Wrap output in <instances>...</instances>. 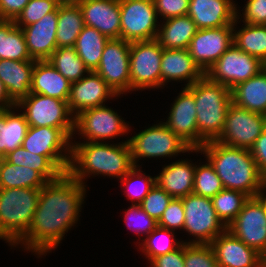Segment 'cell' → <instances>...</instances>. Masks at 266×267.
Listing matches in <instances>:
<instances>
[{"label": "cell", "mask_w": 266, "mask_h": 267, "mask_svg": "<svg viewBox=\"0 0 266 267\" xmlns=\"http://www.w3.org/2000/svg\"><path fill=\"white\" fill-rule=\"evenodd\" d=\"M86 188L68 172L48 181L40 189L28 232L14 246L21 245L38 258L57 248L66 232L79 220Z\"/></svg>", "instance_id": "6da1fadb"}, {"label": "cell", "mask_w": 266, "mask_h": 267, "mask_svg": "<svg viewBox=\"0 0 266 267\" xmlns=\"http://www.w3.org/2000/svg\"><path fill=\"white\" fill-rule=\"evenodd\" d=\"M196 152L206 156L224 189L237 190L249 197L261 195L266 178L259 171L250 149L231 147L214 140Z\"/></svg>", "instance_id": "7a4b0ae2"}, {"label": "cell", "mask_w": 266, "mask_h": 267, "mask_svg": "<svg viewBox=\"0 0 266 267\" xmlns=\"http://www.w3.org/2000/svg\"><path fill=\"white\" fill-rule=\"evenodd\" d=\"M134 167L128 140L109 142H71V158L68 173L81 184L90 175H102L121 179ZM86 178V179H85Z\"/></svg>", "instance_id": "3957f363"}, {"label": "cell", "mask_w": 266, "mask_h": 267, "mask_svg": "<svg viewBox=\"0 0 266 267\" xmlns=\"http://www.w3.org/2000/svg\"><path fill=\"white\" fill-rule=\"evenodd\" d=\"M187 88L195 99L199 135L206 142L216 140L221 135L232 103L231 89L211 81L206 75Z\"/></svg>", "instance_id": "277c9868"}, {"label": "cell", "mask_w": 266, "mask_h": 267, "mask_svg": "<svg viewBox=\"0 0 266 267\" xmlns=\"http://www.w3.org/2000/svg\"><path fill=\"white\" fill-rule=\"evenodd\" d=\"M40 189L0 188V239L14 245L28 232Z\"/></svg>", "instance_id": "5b68a950"}, {"label": "cell", "mask_w": 266, "mask_h": 267, "mask_svg": "<svg viewBox=\"0 0 266 267\" xmlns=\"http://www.w3.org/2000/svg\"><path fill=\"white\" fill-rule=\"evenodd\" d=\"M16 107L23 109L21 112L29 126L59 128L73 140L75 116L70 112L67 101L30 93Z\"/></svg>", "instance_id": "8992f818"}, {"label": "cell", "mask_w": 266, "mask_h": 267, "mask_svg": "<svg viewBox=\"0 0 266 267\" xmlns=\"http://www.w3.org/2000/svg\"><path fill=\"white\" fill-rule=\"evenodd\" d=\"M134 166L145 158H174L178 153L196 152L185 144L162 121L152 125L128 139Z\"/></svg>", "instance_id": "52a82bcc"}, {"label": "cell", "mask_w": 266, "mask_h": 267, "mask_svg": "<svg viewBox=\"0 0 266 267\" xmlns=\"http://www.w3.org/2000/svg\"><path fill=\"white\" fill-rule=\"evenodd\" d=\"M181 199L185 213L183 231L195 238L186 243L210 244L227 229L217 217L211 198L191 193Z\"/></svg>", "instance_id": "ba28073f"}, {"label": "cell", "mask_w": 266, "mask_h": 267, "mask_svg": "<svg viewBox=\"0 0 266 267\" xmlns=\"http://www.w3.org/2000/svg\"><path fill=\"white\" fill-rule=\"evenodd\" d=\"M162 52L163 47L156 40L131 43V91L161 88Z\"/></svg>", "instance_id": "9c48e42d"}, {"label": "cell", "mask_w": 266, "mask_h": 267, "mask_svg": "<svg viewBox=\"0 0 266 267\" xmlns=\"http://www.w3.org/2000/svg\"><path fill=\"white\" fill-rule=\"evenodd\" d=\"M153 0H120V38L127 42L155 40L159 23Z\"/></svg>", "instance_id": "30bf717a"}, {"label": "cell", "mask_w": 266, "mask_h": 267, "mask_svg": "<svg viewBox=\"0 0 266 267\" xmlns=\"http://www.w3.org/2000/svg\"><path fill=\"white\" fill-rule=\"evenodd\" d=\"M129 129V124L106 105L85 109L75 116L74 134L78 132L84 142H105L128 134Z\"/></svg>", "instance_id": "8fae6325"}, {"label": "cell", "mask_w": 266, "mask_h": 267, "mask_svg": "<svg viewBox=\"0 0 266 267\" xmlns=\"http://www.w3.org/2000/svg\"><path fill=\"white\" fill-rule=\"evenodd\" d=\"M265 129V115L231 103L223 130L216 141L231 147L250 149Z\"/></svg>", "instance_id": "7c38bea8"}, {"label": "cell", "mask_w": 266, "mask_h": 267, "mask_svg": "<svg viewBox=\"0 0 266 267\" xmlns=\"http://www.w3.org/2000/svg\"><path fill=\"white\" fill-rule=\"evenodd\" d=\"M266 67L258 58L243 52L235 44L226 50L205 75L229 89L257 75Z\"/></svg>", "instance_id": "4fadbf2b"}, {"label": "cell", "mask_w": 266, "mask_h": 267, "mask_svg": "<svg viewBox=\"0 0 266 267\" xmlns=\"http://www.w3.org/2000/svg\"><path fill=\"white\" fill-rule=\"evenodd\" d=\"M227 229L259 254L266 252V201L259 195L249 197Z\"/></svg>", "instance_id": "5bb4252c"}, {"label": "cell", "mask_w": 266, "mask_h": 267, "mask_svg": "<svg viewBox=\"0 0 266 267\" xmlns=\"http://www.w3.org/2000/svg\"><path fill=\"white\" fill-rule=\"evenodd\" d=\"M130 45V42L121 38L109 39L95 70L118 96L131 92Z\"/></svg>", "instance_id": "9a60e30c"}, {"label": "cell", "mask_w": 266, "mask_h": 267, "mask_svg": "<svg viewBox=\"0 0 266 267\" xmlns=\"http://www.w3.org/2000/svg\"><path fill=\"white\" fill-rule=\"evenodd\" d=\"M72 140L59 128L29 126L22 147L47 156L63 173L69 169Z\"/></svg>", "instance_id": "2e32d148"}, {"label": "cell", "mask_w": 266, "mask_h": 267, "mask_svg": "<svg viewBox=\"0 0 266 267\" xmlns=\"http://www.w3.org/2000/svg\"><path fill=\"white\" fill-rule=\"evenodd\" d=\"M182 89L163 123L191 149H200L207 142L198 133L195 99L187 87Z\"/></svg>", "instance_id": "e0dca14e"}, {"label": "cell", "mask_w": 266, "mask_h": 267, "mask_svg": "<svg viewBox=\"0 0 266 267\" xmlns=\"http://www.w3.org/2000/svg\"><path fill=\"white\" fill-rule=\"evenodd\" d=\"M233 42V25L198 29L190 41L188 51L194 62L206 73Z\"/></svg>", "instance_id": "ac0fdd59"}, {"label": "cell", "mask_w": 266, "mask_h": 267, "mask_svg": "<svg viewBox=\"0 0 266 267\" xmlns=\"http://www.w3.org/2000/svg\"><path fill=\"white\" fill-rule=\"evenodd\" d=\"M119 97L95 71L88 72L79 81L71 83L68 106L77 116L81 111L103 106L108 99Z\"/></svg>", "instance_id": "d6986e66"}, {"label": "cell", "mask_w": 266, "mask_h": 267, "mask_svg": "<svg viewBox=\"0 0 266 267\" xmlns=\"http://www.w3.org/2000/svg\"><path fill=\"white\" fill-rule=\"evenodd\" d=\"M219 267H262V255L248 247L228 229L211 243Z\"/></svg>", "instance_id": "ffe728a7"}, {"label": "cell", "mask_w": 266, "mask_h": 267, "mask_svg": "<svg viewBox=\"0 0 266 267\" xmlns=\"http://www.w3.org/2000/svg\"><path fill=\"white\" fill-rule=\"evenodd\" d=\"M78 4L86 26L109 39L120 38V0H82Z\"/></svg>", "instance_id": "44dd1931"}, {"label": "cell", "mask_w": 266, "mask_h": 267, "mask_svg": "<svg viewBox=\"0 0 266 267\" xmlns=\"http://www.w3.org/2000/svg\"><path fill=\"white\" fill-rule=\"evenodd\" d=\"M237 8L233 0H190L187 15L197 29L219 28L234 24Z\"/></svg>", "instance_id": "7402d4cb"}, {"label": "cell", "mask_w": 266, "mask_h": 267, "mask_svg": "<svg viewBox=\"0 0 266 267\" xmlns=\"http://www.w3.org/2000/svg\"><path fill=\"white\" fill-rule=\"evenodd\" d=\"M57 22L58 8L43 16L38 22L21 28L32 59L47 60L57 49Z\"/></svg>", "instance_id": "603a6c76"}, {"label": "cell", "mask_w": 266, "mask_h": 267, "mask_svg": "<svg viewBox=\"0 0 266 267\" xmlns=\"http://www.w3.org/2000/svg\"><path fill=\"white\" fill-rule=\"evenodd\" d=\"M205 73L194 62L188 49L163 48L161 58V88L172 81H186L185 87L200 80Z\"/></svg>", "instance_id": "cb8c5ba5"}, {"label": "cell", "mask_w": 266, "mask_h": 267, "mask_svg": "<svg viewBox=\"0 0 266 267\" xmlns=\"http://www.w3.org/2000/svg\"><path fill=\"white\" fill-rule=\"evenodd\" d=\"M196 164L191 160H177L162 167L156 184L173 198H183L193 193Z\"/></svg>", "instance_id": "d4e9b609"}, {"label": "cell", "mask_w": 266, "mask_h": 267, "mask_svg": "<svg viewBox=\"0 0 266 267\" xmlns=\"http://www.w3.org/2000/svg\"><path fill=\"white\" fill-rule=\"evenodd\" d=\"M71 83L47 60H36L31 80V93L68 101Z\"/></svg>", "instance_id": "484cf974"}, {"label": "cell", "mask_w": 266, "mask_h": 267, "mask_svg": "<svg viewBox=\"0 0 266 267\" xmlns=\"http://www.w3.org/2000/svg\"><path fill=\"white\" fill-rule=\"evenodd\" d=\"M34 61L0 60V80L5 85L9 97L17 104L31 91Z\"/></svg>", "instance_id": "4316f807"}, {"label": "cell", "mask_w": 266, "mask_h": 267, "mask_svg": "<svg viewBox=\"0 0 266 267\" xmlns=\"http://www.w3.org/2000/svg\"><path fill=\"white\" fill-rule=\"evenodd\" d=\"M232 103L266 116V67L231 89Z\"/></svg>", "instance_id": "83f0119b"}, {"label": "cell", "mask_w": 266, "mask_h": 267, "mask_svg": "<svg viewBox=\"0 0 266 267\" xmlns=\"http://www.w3.org/2000/svg\"><path fill=\"white\" fill-rule=\"evenodd\" d=\"M197 30L195 23L188 15L172 17L159 24L155 40L163 48L188 49Z\"/></svg>", "instance_id": "f1b7e54d"}, {"label": "cell", "mask_w": 266, "mask_h": 267, "mask_svg": "<svg viewBox=\"0 0 266 267\" xmlns=\"http://www.w3.org/2000/svg\"><path fill=\"white\" fill-rule=\"evenodd\" d=\"M17 109L15 106L0 111V154L2 157L16 148L22 147L29 127L25 115L14 111H18Z\"/></svg>", "instance_id": "f546056e"}, {"label": "cell", "mask_w": 266, "mask_h": 267, "mask_svg": "<svg viewBox=\"0 0 266 267\" xmlns=\"http://www.w3.org/2000/svg\"><path fill=\"white\" fill-rule=\"evenodd\" d=\"M84 26L83 14L79 4L59 5L56 31L57 48L74 47L76 39Z\"/></svg>", "instance_id": "4dcf8cb0"}, {"label": "cell", "mask_w": 266, "mask_h": 267, "mask_svg": "<svg viewBox=\"0 0 266 267\" xmlns=\"http://www.w3.org/2000/svg\"><path fill=\"white\" fill-rule=\"evenodd\" d=\"M108 40L109 38L97 29L86 25L78 35L74 49L89 71H95L99 66Z\"/></svg>", "instance_id": "1f68e13d"}, {"label": "cell", "mask_w": 266, "mask_h": 267, "mask_svg": "<svg viewBox=\"0 0 266 267\" xmlns=\"http://www.w3.org/2000/svg\"><path fill=\"white\" fill-rule=\"evenodd\" d=\"M34 61L28 53L23 31L14 21L0 19V60Z\"/></svg>", "instance_id": "d6a6232c"}, {"label": "cell", "mask_w": 266, "mask_h": 267, "mask_svg": "<svg viewBox=\"0 0 266 267\" xmlns=\"http://www.w3.org/2000/svg\"><path fill=\"white\" fill-rule=\"evenodd\" d=\"M238 19L233 24V44L266 65V25H245L236 30Z\"/></svg>", "instance_id": "836d02e7"}, {"label": "cell", "mask_w": 266, "mask_h": 267, "mask_svg": "<svg viewBox=\"0 0 266 267\" xmlns=\"http://www.w3.org/2000/svg\"><path fill=\"white\" fill-rule=\"evenodd\" d=\"M48 181L36 170L11 164L4 158L0 162V188L41 189Z\"/></svg>", "instance_id": "e575fe53"}, {"label": "cell", "mask_w": 266, "mask_h": 267, "mask_svg": "<svg viewBox=\"0 0 266 267\" xmlns=\"http://www.w3.org/2000/svg\"><path fill=\"white\" fill-rule=\"evenodd\" d=\"M47 61L70 83L79 81L90 72L74 47L57 48Z\"/></svg>", "instance_id": "d590c367"}, {"label": "cell", "mask_w": 266, "mask_h": 267, "mask_svg": "<svg viewBox=\"0 0 266 267\" xmlns=\"http://www.w3.org/2000/svg\"><path fill=\"white\" fill-rule=\"evenodd\" d=\"M11 164L25 166L38 171L47 181L56 180L63 172L47 157L16 148L3 157Z\"/></svg>", "instance_id": "8d00e7d4"}, {"label": "cell", "mask_w": 266, "mask_h": 267, "mask_svg": "<svg viewBox=\"0 0 266 267\" xmlns=\"http://www.w3.org/2000/svg\"><path fill=\"white\" fill-rule=\"evenodd\" d=\"M175 232L157 226L146 238H142V243L139 242L138 246L143 252L145 258L150 261L158 256L173 252L187 241H177L175 239Z\"/></svg>", "instance_id": "74e56055"}, {"label": "cell", "mask_w": 266, "mask_h": 267, "mask_svg": "<svg viewBox=\"0 0 266 267\" xmlns=\"http://www.w3.org/2000/svg\"><path fill=\"white\" fill-rule=\"evenodd\" d=\"M249 196L237 190L223 189L213 198V207L217 217L227 227L242 210Z\"/></svg>", "instance_id": "f35d334b"}, {"label": "cell", "mask_w": 266, "mask_h": 267, "mask_svg": "<svg viewBox=\"0 0 266 267\" xmlns=\"http://www.w3.org/2000/svg\"><path fill=\"white\" fill-rule=\"evenodd\" d=\"M142 172L140 167L134 166L120 179L122 187L125 186L124 188H127V191L125 190L123 192L126 194V197L132 201V204L139 205L156 184V176H146V174Z\"/></svg>", "instance_id": "ab89813d"}, {"label": "cell", "mask_w": 266, "mask_h": 267, "mask_svg": "<svg viewBox=\"0 0 266 267\" xmlns=\"http://www.w3.org/2000/svg\"><path fill=\"white\" fill-rule=\"evenodd\" d=\"M207 163L196 165L193 193L207 198H213L224 189L221 179L208 160Z\"/></svg>", "instance_id": "60d3db41"}, {"label": "cell", "mask_w": 266, "mask_h": 267, "mask_svg": "<svg viewBox=\"0 0 266 267\" xmlns=\"http://www.w3.org/2000/svg\"><path fill=\"white\" fill-rule=\"evenodd\" d=\"M185 267H219L210 244L184 243Z\"/></svg>", "instance_id": "b9f144b4"}, {"label": "cell", "mask_w": 266, "mask_h": 267, "mask_svg": "<svg viewBox=\"0 0 266 267\" xmlns=\"http://www.w3.org/2000/svg\"><path fill=\"white\" fill-rule=\"evenodd\" d=\"M59 4L55 0H30L14 20L17 27L23 28L38 22L43 16L54 12Z\"/></svg>", "instance_id": "7bdbcfd3"}, {"label": "cell", "mask_w": 266, "mask_h": 267, "mask_svg": "<svg viewBox=\"0 0 266 267\" xmlns=\"http://www.w3.org/2000/svg\"><path fill=\"white\" fill-rule=\"evenodd\" d=\"M124 221L129 230L136 232L138 236L142 234L145 238L158 226V222L137 204L128 207L125 211Z\"/></svg>", "instance_id": "ee69618b"}, {"label": "cell", "mask_w": 266, "mask_h": 267, "mask_svg": "<svg viewBox=\"0 0 266 267\" xmlns=\"http://www.w3.org/2000/svg\"><path fill=\"white\" fill-rule=\"evenodd\" d=\"M172 199V196L155 184L139 205L158 222Z\"/></svg>", "instance_id": "f6af8a7d"}, {"label": "cell", "mask_w": 266, "mask_h": 267, "mask_svg": "<svg viewBox=\"0 0 266 267\" xmlns=\"http://www.w3.org/2000/svg\"><path fill=\"white\" fill-rule=\"evenodd\" d=\"M184 220L183 201L179 198H173L159 219L158 226L172 231L176 229L182 231Z\"/></svg>", "instance_id": "bcb514c9"}, {"label": "cell", "mask_w": 266, "mask_h": 267, "mask_svg": "<svg viewBox=\"0 0 266 267\" xmlns=\"http://www.w3.org/2000/svg\"><path fill=\"white\" fill-rule=\"evenodd\" d=\"M243 9L242 14L236 9V19L243 16V23L266 25V0H247Z\"/></svg>", "instance_id": "7dc6e473"}, {"label": "cell", "mask_w": 266, "mask_h": 267, "mask_svg": "<svg viewBox=\"0 0 266 267\" xmlns=\"http://www.w3.org/2000/svg\"><path fill=\"white\" fill-rule=\"evenodd\" d=\"M158 19L184 16L188 13L190 0H153Z\"/></svg>", "instance_id": "c3c4849f"}, {"label": "cell", "mask_w": 266, "mask_h": 267, "mask_svg": "<svg viewBox=\"0 0 266 267\" xmlns=\"http://www.w3.org/2000/svg\"><path fill=\"white\" fill-rule=\"evenodd\" d=\"M149 263L150 267H185L184 243L173 252L151 259Z\"/></svg>", "instance_id": "681fc988"}, {"label": "cell", "mask_w": 266, "mask_h": 267, "mask_svg": "<svg viewBox=\"0 0 266 267\" xmlns=\"http://www.w3.org/2000/svg\"><path fill=\"white\" fill-rule=\"evenodd\" d=\"M250 152L259 171L266 178V129L250 148Z\"/></svg>", "instance_id": "f907efd6"}, {"label": "cell", "mask_w": 266, "mask_h": 267, "mask_svg": "<svg viewBox=\"0 0 266 267\" xmlns=\"http://www.w3.org/2000/svg\"><path fill=\"white\" fill-rule=\"evenodd\" d=\"M30 0H0V19L14 21Z\"/></svg>", "instance_id": "816d5d0a"}, {"label": "cell", "mask_w": 266, "mask_h": 267, "mask_svg": "<svg viewBox=\"0 0 266 267\" xmlns=\"http://www.w3.org/2000/svg\"><path fill=\"white\" fill-rule=\"evenodd\" d=\"M16 106V103L9 97L5 85L0 80V111L8 110Z\"/></svg>", "instance_id": "f5cc1de1"}, {"label": "cell", "mask_w": 266, "mask_h": 267, "mask_svg": "<svg viewBox=\"0 0 266 267\" xmlns=\"http://www.w3.org/2000/svg\"><path fill=\"white\" fill-rule=\"evenodd\" d=\"M59 5L78 4L82 0H55Z\"/></svg>", "instance_id": "db71d44e"}, {"label": "cell", "mask_w": 266, "mask_h": 267, "mask_svg": "<svg viewBox=\"0 0 266 267\" xmlns=\"http://www.w3.org/2000/svg\"><path fill=\"white\" fill-rule=\"evenodd\" d=\"M261 196H262V197L265 199V201H266V181H265V183H264V188H263V190H262Z\"/></svg>", "instance_id": "11a10c76"}, {"label": "cell", "mask_w": 266, "mask_h": 267, "mask_svg": "<svg viewBox=\"0 0 266 267\" xmlns=\"http://www.w3.org/2000/svg\"><path fill=\"white\" fill-rule=\"evenodd\" d=\"M262 267H266V252L262 255Z\"/></svg>", "instance_id": "9f6ffc18"}]
</instances>
